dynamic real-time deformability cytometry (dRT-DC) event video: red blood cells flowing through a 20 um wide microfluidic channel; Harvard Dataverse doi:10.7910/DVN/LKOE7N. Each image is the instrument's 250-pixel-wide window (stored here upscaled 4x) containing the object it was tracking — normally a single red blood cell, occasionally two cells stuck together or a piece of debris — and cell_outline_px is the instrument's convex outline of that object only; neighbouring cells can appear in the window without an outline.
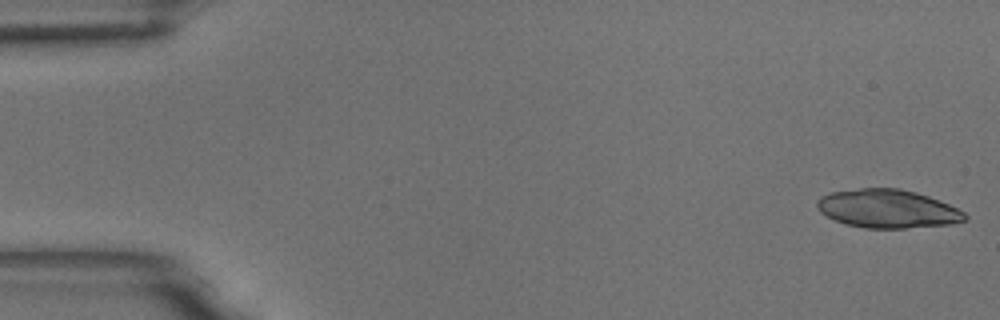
{"species": "common noctule bat (a hibernating species)", "species_latin": "Nyctalus noctula", "temperature_condition": "room temperature", "stored_images_in_passage": 20, "camera_frame_rate_fps": 3000, "um_per_image_px": 0.085, "animal": {"sex": "male", "body_mass_g": 18.8}, "frame": {"image": 1, "passage_image": 1, "time_ms": 0.0, "image_size_px": [1000, 320], "cell_outline_px": [[968, 220], [948, 224], [904, 228], [864, 228], [844, 224], [820, 212], [816, 204], [816, 200], [820, 196], [832, 192], [860, 188], [900, 188], [916, 192], [928, 196], [948, 204], [964, 212], [968, 216]], "centroid_in_image_um": [75.43, 17.74], "position_along_channel_um": 9.6, "area_um2": 33.06}}